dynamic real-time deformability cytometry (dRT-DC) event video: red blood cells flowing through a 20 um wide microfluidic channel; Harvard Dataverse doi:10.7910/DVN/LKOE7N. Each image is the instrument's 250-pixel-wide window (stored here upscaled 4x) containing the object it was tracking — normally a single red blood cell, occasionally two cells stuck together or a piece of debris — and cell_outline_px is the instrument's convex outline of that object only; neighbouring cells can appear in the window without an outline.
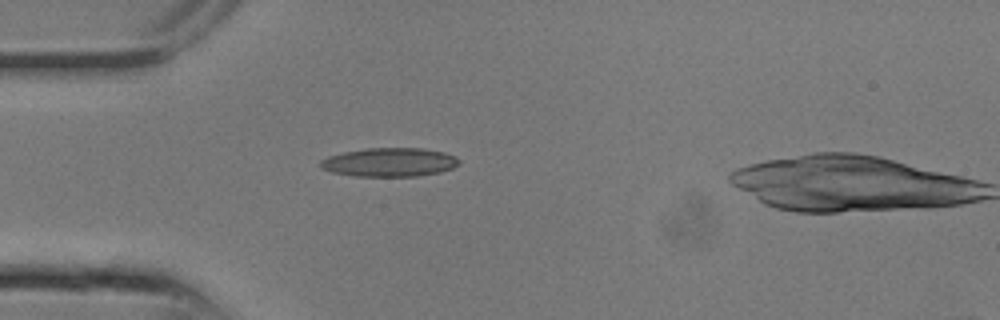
{"species": "common noctule bat (a hibernating species)", "species_latin": "Nyctalus noctula", "temperature_condition": "room temperature", "stored_images_in_passage": 2, "camera_frame_rate_fps": 3000, "um_per_image_px": 0.085, "animal": {"sex": "male", "body_mass_g": 13.3}, "frame": {"image": 1, "passage_image": 1, "time_ms": 0.0, "image_size_px": [1000, 320], "cell_outline_px": [[460, 164], [452, 168], [440, 172], [416, 176], [352, 176], [332, 172], [320, 168], [320, 160], [328, 156], [344, 152], [368, 148], [424, 148], [444, 152], [456, 156], [460, 160]], "centroid_in_image_um": [33.12, 13.79], "position_along_channel_um": 51.9, "area_um2": 23.35}}